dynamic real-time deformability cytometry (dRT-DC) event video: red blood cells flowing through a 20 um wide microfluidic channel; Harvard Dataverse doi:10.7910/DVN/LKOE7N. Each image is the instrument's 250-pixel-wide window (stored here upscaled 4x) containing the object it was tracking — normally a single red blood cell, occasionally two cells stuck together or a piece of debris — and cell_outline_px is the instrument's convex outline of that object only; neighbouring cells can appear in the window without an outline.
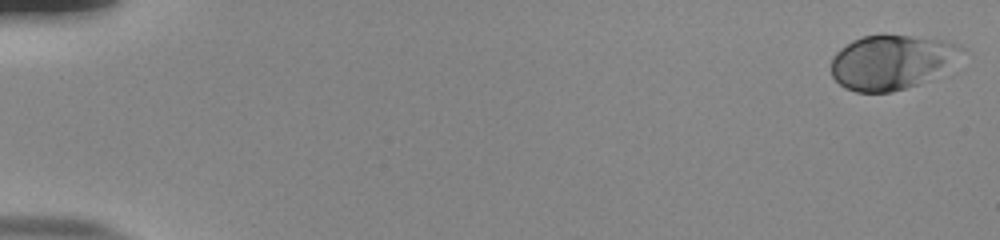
{"species": "human", "species_latin": "Homo sapiens", "temperature_condition": "room temperature", "stored_images_in_passage": 54, "camera_frame_rate_fps": 3000, "um_per_image_px": 0.085, "donor": {"sex": "male"}, "frame": {"image": 1, "passage_image": 1, "time_ms": 0.0, "image_size_px": [1000, 240], "cell_outline_px": [[968, 48], [916, 84], [892, 92], [856, 92], [844, 88], [832, 76], [832, 56], [840, 48], [852, 40], [864, 36], [880, 32], [884, 32], [944, 40]], "centroid_in_image_um": [75.64, 5.22], "position_along_channel_um": 9.4, "area_um2": 40.69}}
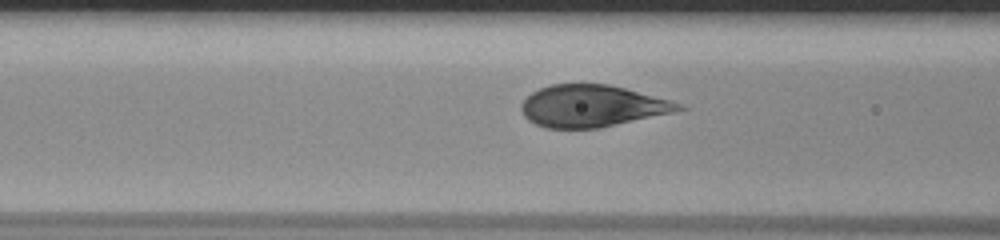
{"frame": {"image": 2, "passage_image": 23, "time_ms": 7.333, "image_size_px": [1000, 240], "cell_outline_px": [[688, 108], [676, 112], [600, 128], [544, 128], [528, 120], [524, 116], [520, 108], [520, 104], [532, 92], [540, 88], [552, 84], [608, 84], [624, 88], [668, 100], [680, 104]], "centroid_in_image_um": [50.3, 9.02], "position_along_channel_um": 116.3, "area_um2": 38.26}}
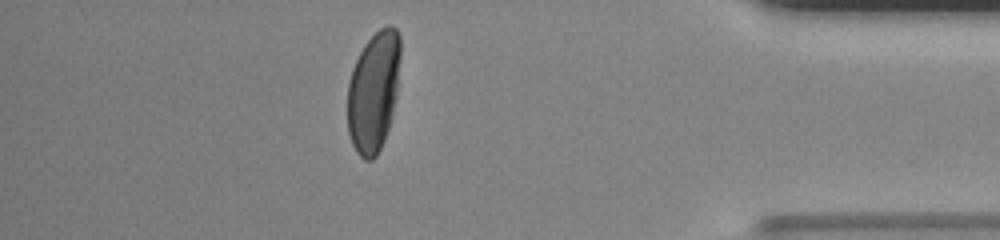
{"frame": {"image": 3, "passage_image": 48, "time_ms": 15.667, "image_size_px": [1000, 240], "cell_outline_px": [[400, 56], [396, 96], [392, 116], [384, 140], [376, 156], [372, 160], [364, 160], [356, 152], [352, 144], [348, 132], [348, 84], [352, 68], [364, 44], [380, 28], [388, 24], [392, 24], [396, 28], [400, 36]], "centroid_in_image_um": [31.75, 7.77], "position_along_channel_um": 403.4, "area_um2": 37.22}, "authors_computed_cell_mechanics": {"area_um2": 40.1132, "velocity_mm_per_s": 3.8285, "shape_relaxation_time_tau1_ms": 2.9841, "shape_relaxation_time_tau2_ms": null, "deformation_change_tau1": 0.1483, "deformation_change_tau2": null}}